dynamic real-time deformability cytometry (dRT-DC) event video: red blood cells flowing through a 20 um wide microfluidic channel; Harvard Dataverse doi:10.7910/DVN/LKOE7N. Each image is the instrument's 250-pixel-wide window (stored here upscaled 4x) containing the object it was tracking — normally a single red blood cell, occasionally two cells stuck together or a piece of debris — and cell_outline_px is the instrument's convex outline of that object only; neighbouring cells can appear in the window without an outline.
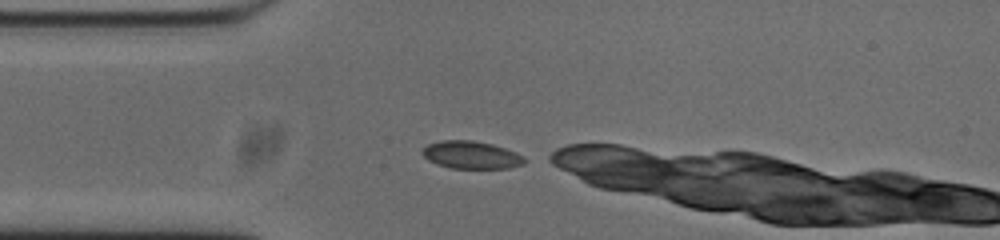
{"species": "common noctule bat (a hibernating species)", "species_latin": "Nyctalus noctula", "temperature_condition": "cold", "stored_images_in_passage": 42, "camera_frame_rate_fps": 3000, "um_per_image_px": 0.085, "animal": {"sex": "male", "body_mass_g": 20.0, "forearm_length_mm": 53.3}, "frame": {"image": 1, "passage_image": 1, "time_ms": 0.0, "image_size_px": [1000, 240], "cell_outline_px": [[532, 160], [524, 164], [508, 168], [448, 168], [436, 164], [428, 160], [420, 152], [428, 144], [440, 140], [472, 140], [492, 144], [516, 152]], "centroid_in_image_um": [40.09, 13.17], "position_along_channel_um": 44.9, "area_um2": 16.7}}
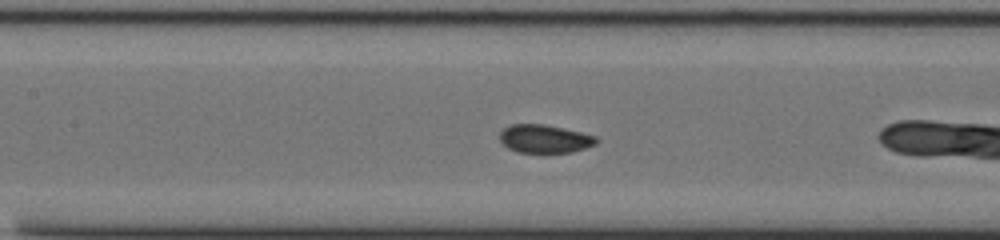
{"frame": {"image": 2, "passage_image": 11, "time_ms": 3.333, "image_size_px": [1000, 240], "cell_outline_px": [[600, 140], [596, 144], [572, 152], [544, 156], [516, 152], [508, 148], [500, 140], [500, 132], [504, 128], [512, 124], [544, 124], [564, 128], [596, 136]], "centroid_in_image_um": [46.3, 11.85], "position_along_channel_um": 161.1, "area_um2": 16.65}}
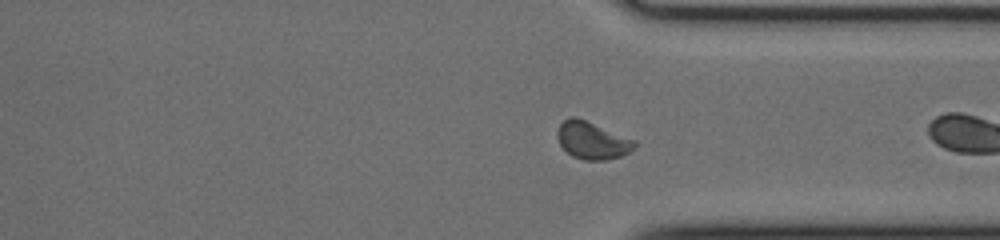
{"frame": {"image": 3, "passage_image": 27, "time_ms": 8.667, "image_size_px": [1000, 240], "cell_outline_px": [[636, 148], [620, 156], [604, 160], [584, 160], [572, 156], [560, 144], [556, 136], [556, 132], [560, 124], [564, 120], [572, 116], [576, 116], [636, 140]], "centroid_in_image_um": [50.34, 11.92], "position_along_channel_um": 361.1, "area_um2": 16.82}, "authors_computed_cell_mechanics": {"area_um2": 16.5308, "velocity_mm_per_s": 3.7734, "shape_relaxation_time_tau1_ms": 6.3003, "shape_relaxation_time_tau2_ms": null, "deformation_change_tau1": 0.0949, "deformation_change_tau2": null}}